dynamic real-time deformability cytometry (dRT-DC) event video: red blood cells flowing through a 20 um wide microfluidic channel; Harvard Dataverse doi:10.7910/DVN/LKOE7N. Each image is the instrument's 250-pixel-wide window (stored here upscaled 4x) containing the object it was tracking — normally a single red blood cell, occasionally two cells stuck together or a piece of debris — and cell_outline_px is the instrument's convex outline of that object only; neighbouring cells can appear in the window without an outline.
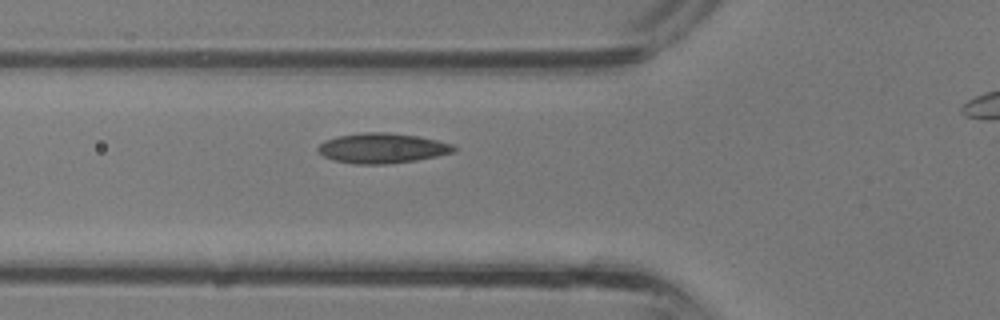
{"species": "common noctule bat (a hibernating species)", "species_latin": "Nyctalus noctula", "temperature_condition": "room temperature", "stored_images_in_passage": 21, "camera_frame_rate_fps": 3000, "um_per_image_px": 0.085, "animal": {"sex": "male", "body_mass_g": 13.3}, "frame": {"image": 1, "passage_image": 2, "time_ms": 0.333, "image_size_px": [1000, 320], "cell_outline_px": [[456, 152], [416, 160], [388, 164], [352, 164], [332, 160], [324, 156], [316, 148], [324, 140], [336, 136], [360, 132], [388, 132], [416, 136], [436, 140], [452, 144], [456, 148]], "centroid_in_image_um": [32.45, 12.59], "position_along_channel_um": 93.3, "area_um2": 23.93}}
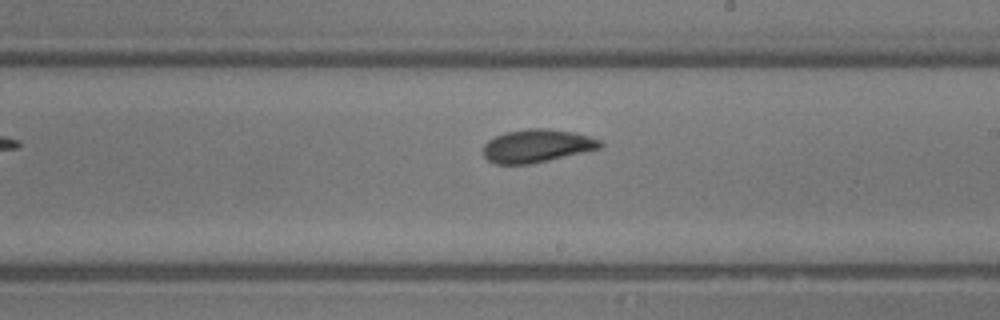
{"frame": {"image": 2, "passage_image": 10, "time_ms": 3.0, "image_size_px": [1000, 320], "cell_outline_px": [[604, 144], [600, 148], [548, 160], [528, 164], [496, 164], [488, 160], [484, 156], [484, 144], [488, 140], [504, 132], [528, 128], [544, 128], [576, 132], [600, 140]], "centroid_in_image_um": [45.62, 12.38], "position_along_channel_um": 243.4, "area_um2": 22.43}}
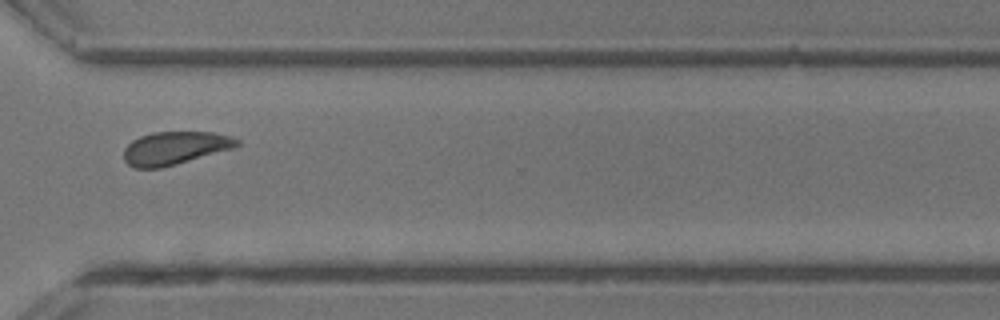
{"frame": {"image": 3, "passage_image": 16, "time_ms": 5.0, "image_size_px": [1000, 320], "cell_outline_px": [[240, 144], [236, 148], [176, 164], [160, 168], [136, 168], [128, 164], [124, 160], [124, 148], [132, 140], [140, 136], [152, 132], [212, 132], [232, 136], [240, 140]], "centroid_in_image_um": [14.9, 12.58], "position_along_channel_um": 355.7, "area_um2": 21.96}}